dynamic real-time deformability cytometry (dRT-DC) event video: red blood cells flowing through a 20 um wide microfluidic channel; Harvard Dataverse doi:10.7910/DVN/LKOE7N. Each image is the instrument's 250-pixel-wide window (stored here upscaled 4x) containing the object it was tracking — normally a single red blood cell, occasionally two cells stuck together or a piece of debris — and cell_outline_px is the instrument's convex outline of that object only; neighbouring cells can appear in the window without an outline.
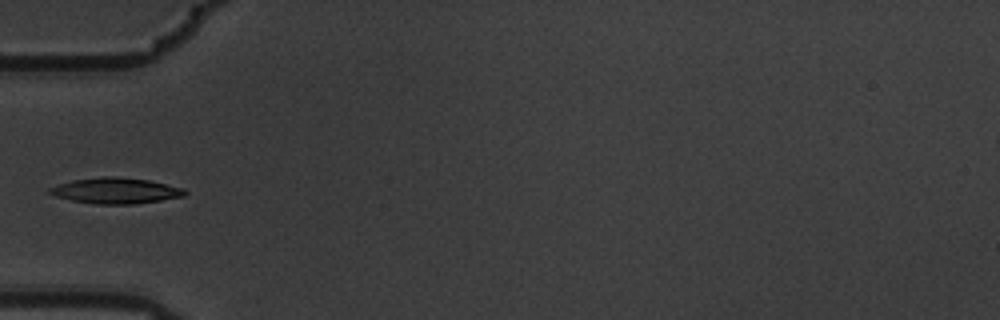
{"species": "common noctule bat (a hibernating species)", "species_latin": "Nyctalus noctula", "temperature_condition": "warm", "stored_images_in_passage": 1, "camera_frame_rate_fps": 3000, "um_per_image_px": 0.085, "animal": {"sex": "male", "body_mass_g": 19.5, "forearm_length_mm": 54.6}, "frame": {"image": 1, "passage_image": 1, "time_ms": 0.0, "image_size_px": [1000, 320], "cell_outline_px": [[188, 192], [184, 196], [136, 204], [96, 204], [72, 200], [56, 196], [48, 192], [48, 188], [72, 180], [104, 176], [116, 176], [148, 180], [180, 188]], "centroid_in_image_um": [9.81, 16.21], "position_along_channel_um": 75.2, "area_um2": 20.06}}